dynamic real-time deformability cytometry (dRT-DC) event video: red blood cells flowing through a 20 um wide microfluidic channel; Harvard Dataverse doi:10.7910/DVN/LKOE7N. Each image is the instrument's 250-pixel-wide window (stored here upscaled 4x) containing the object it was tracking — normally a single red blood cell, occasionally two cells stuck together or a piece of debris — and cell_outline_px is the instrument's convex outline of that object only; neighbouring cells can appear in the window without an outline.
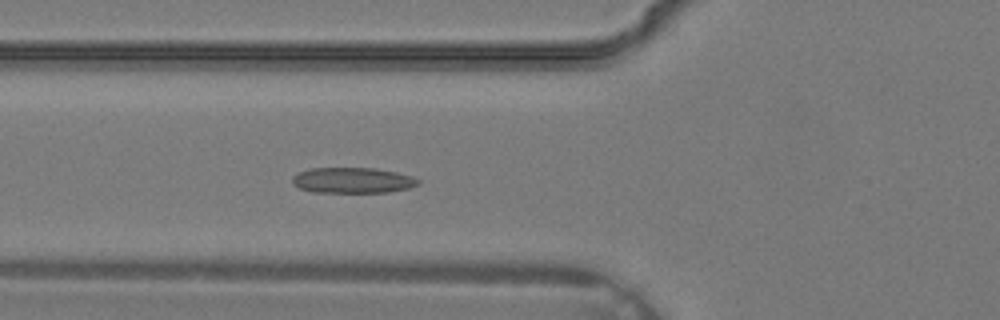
{"species": "common noctule bat (a hibernating species)", "species_latin": "Nyctalus noctula", "temperature_condition": "warm", "stored_images_in_passage": 35, "camera_frame_rate_fps": 3000, "um_per_image_px": 0.085, "animal": {"sex": "male", "body_mass_g": 19.2, "forearm_length_mm": 51.8}, "frame": {"image": 1, "passage_image": 13, "time_ms": 4.0, "image_size_px": [1000, 320], "cell_outline_px": [[420, 184], [408, 188], [388, 192], [312, 192], [300, 188], [292, 184], [292, 176], [300, 172], [312, 168], [372, 168], [396, 172], [412, 176], [420, 180]], "centroid_in_image_um": [29.97, 15.33], "position_along_channel_um": 95.8, "area_um2": 18.73}}
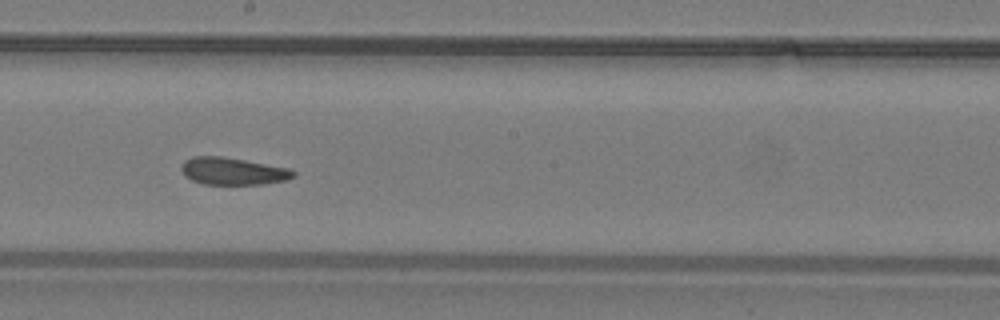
{"frame": {"image": 2, "passage_image": 20, "time_ms": 6.333, "image_size_px": [1000, 320], "cell_outline_px": [[296, 176], [284, 180], [264, 184], [204, 184], [192, 180], [184, 176], [180, 168], [184, 160], [192, 156], [220, 156], [244, 160], [288, 168], [296, 172]], "centroid_in_image_um": [19.75, 14.55], "position_along_channel_um": 228.4, "area_um2": 17.74}}
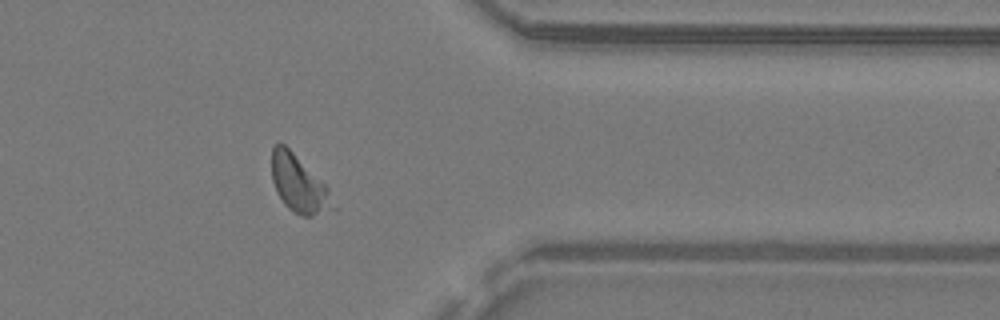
{"frame": {"image": 3, "passage_image": 29, "time_ms": 9.333, "image_size_px": [1000, 320], "cell_outline_px": [[336, 212], [312, 216], [300, 216], [288, 208], [284, 204], [276, 192], [272, 180], [272, 148], [280, 140], [328, 188], [336, 208]], "centroid_in_image_um": [25.41, 15.7], "position_along_channel_um": 386.0, "area_um2": 20.35}}